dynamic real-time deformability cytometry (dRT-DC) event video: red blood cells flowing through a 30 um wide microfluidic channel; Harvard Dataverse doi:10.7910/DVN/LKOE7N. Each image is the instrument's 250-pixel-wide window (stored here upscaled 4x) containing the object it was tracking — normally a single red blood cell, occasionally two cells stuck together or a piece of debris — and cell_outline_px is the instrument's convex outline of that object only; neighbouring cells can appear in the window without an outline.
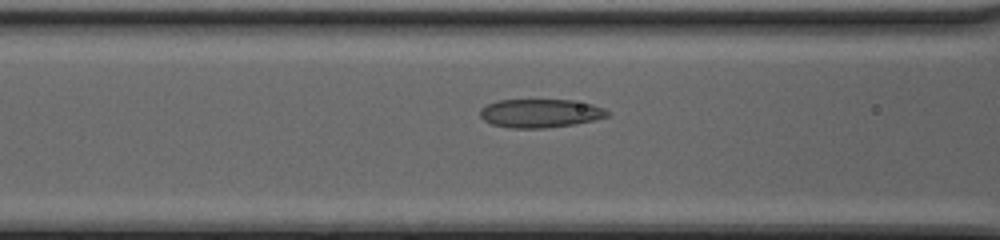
{"species": "common noctule bat (a hibernating species)", "species_latin": "Nyctalus noctula", "temperature_condition": "cold", "stored_images_in_passage": 35, "camera_frame_rate_fps": 3000, "um_per_image_px": 0.085, "animal": {"sex": "female", "body_mass_g": 20.0, "forearm_length_mm": 54.0}, "frame": {"image": 1, "passage_image": 7, "time_ms": 2.0, "image_size_px": [1000, 240], "cell_outline_px": [[608, 116], [576, 124], [544, 128], [512, 128], [492, 124], [484, 120], [480, 116], [480, 108], [496, 100], [572, 100], [592, 104], [604, 108], [608, 112]], "centroid_in_image_um": [45.9, 9.62], "position_along_channel_um": 120.7, "area_um2": 21.1}}
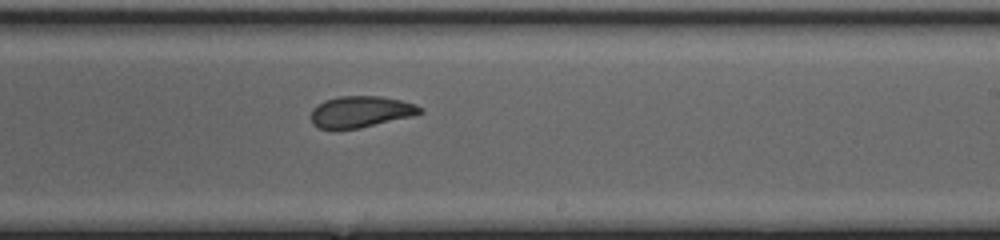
{"frame": {"image": 2, "passage_image": 17, "time_ms": 5.333, "image_size_px": [1000, 240], "cell_outline_px": [[424, 112], [416, 116], [360, 128], [316, 128], [312, 124], [312, 108], [324, 100], [340, 96], [380, 96], [400, 100], [416, 104], [424, 108]], "centroid_in_image_um": [30.72, 9.49], "position_along_channel_um": 258.3, "area_um2": 20.11}}
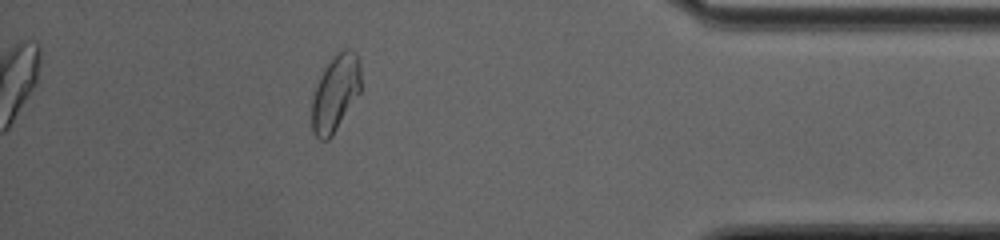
{"frame": {"image": 3, "passage_image": 30, "time_ms": 9.667, "image_size_px": [1000, 240], "cell_outline_px": [[360, 92], [332, 136], [328, 140], [320, 140], [312, 132], [312, 96], [320, 76], [324, 68], [332, 56], [344, 48], [352, 48], [360, 64]], "centroid_in_image_um": [28.5, 7.9], "position_along_channel_um": 406.7, "area_um2": 21.85}, "authors_computed_cell_mechanics": {"area_um2": 21.386, "velocity_mm_per_s": 4.1347, "shape_relaxation_time_tau1_ms": 7.7151, "shape_relaxation_time_tau2_ms": 1.3372, "deformation_change_tau1": 0.1841, "deformation_change_tau2": 0.06}}